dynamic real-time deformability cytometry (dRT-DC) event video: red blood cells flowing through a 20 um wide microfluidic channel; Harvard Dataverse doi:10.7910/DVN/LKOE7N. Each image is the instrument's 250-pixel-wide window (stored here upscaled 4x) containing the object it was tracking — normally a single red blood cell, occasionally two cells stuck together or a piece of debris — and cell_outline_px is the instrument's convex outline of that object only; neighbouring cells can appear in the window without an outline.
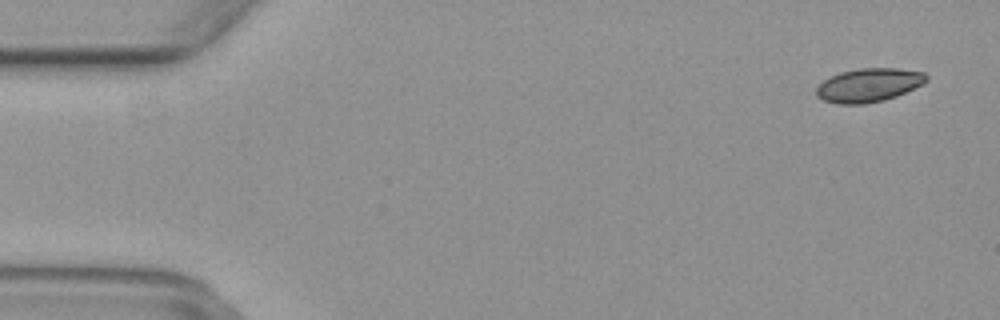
{"species": "common noctule bat (a hibernating species)", "species_latin": "Nyctalus noctula", "temperature_condition": "warm", "stored_images_in_passage": 20, "camera_frame_rate_fps": 3000, "um_per_image_px": 0.085, "animal": {"sex": "female", "body_mass_g": 29.2, "forearm_length_mm": 56.3}, "frame": {"image": 1, "passage_image": 3, "time_ms": 0.667, "image_size_px": [1000, 320], "cell_outline_px": [[928, 80], [924, 84], [896, 96], [884, 100], [864, 104], [836, 104], [824, 100], [816, 96], [816, 88], [824, 80], [840, 72], [860, 68], [896, 68], [924, 72], [928, 76]], "centroid_in_image_um": [73.86, 7.23], "position_along_channel_um": 11.1, "area_um2": 21.62}}
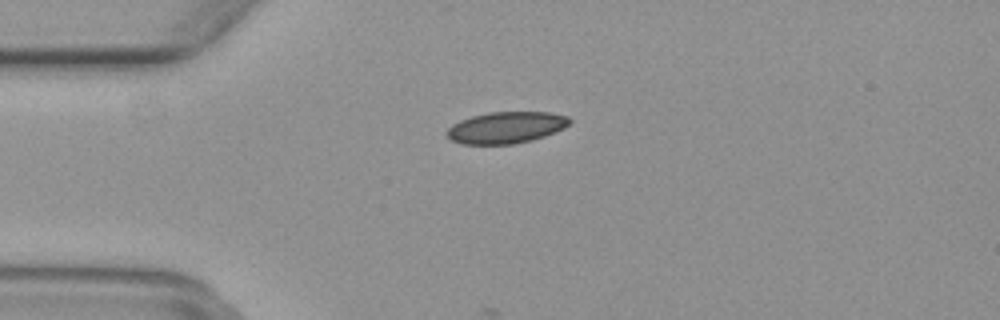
{"frame": {"image": 2, "passage_image": 13, "time_ms": 4.0, "image_size_px": [1000, 320], "cell_outline_px": [[572, 120], [564, 128], [544, 136], [532, 140], [512, 144], [460, 144], [452, 140], [444, 132], [452, 124], [460, 120], [472, 116], [488, 112], [548, 112], [568, 116]], "centroid_in_image_um": [43.0, 10.84], "position_along_channel_um": 42.0, "area_um2": 22.6}}
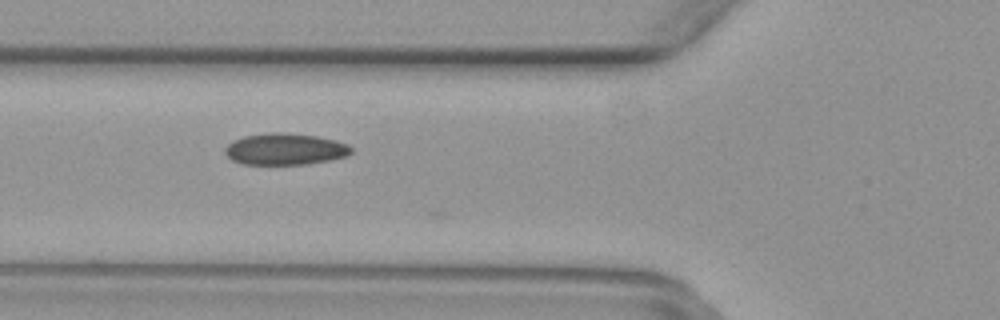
{"frame": {"image": 3, "passage_image": 19, "time_ms": 6.0, "image_size_px": [1000, 320], "cell_outline_px": [[352, 152], [348, 156], [332, 160], [308, 164], [244, 164], [232, 160], [224, 152], [224, 148], [232, 140], [244, 136], [272, 132], [280, 132], [316, 136], [336, 140], [348, 144], [352, 148]], "centroid_in_image_um": [24.25, 12.68], "position_along_channel_um": 101.5, "area_um2": 23.35}}